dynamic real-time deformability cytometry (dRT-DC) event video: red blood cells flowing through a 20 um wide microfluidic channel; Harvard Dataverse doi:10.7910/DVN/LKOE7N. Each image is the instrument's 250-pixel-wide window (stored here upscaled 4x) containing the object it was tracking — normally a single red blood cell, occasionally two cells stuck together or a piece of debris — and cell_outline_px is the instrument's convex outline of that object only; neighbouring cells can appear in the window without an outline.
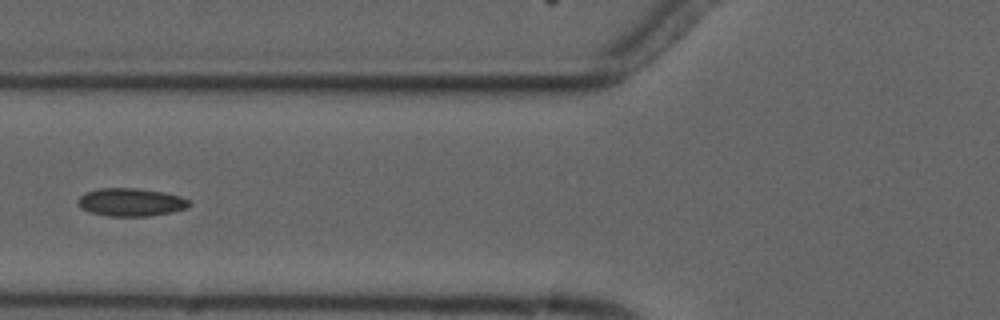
{"species": "common noctule bat (a hibernating species)", "species_latin": "Nyctalus noctula", "temperature_condition": "cold", "stored_images_in_passage": 8, "camera_frame_rate_fps": 3000, "um_per_image_px": 0.085, "animal": {"sex": "male", "forearm_length_mm": 52.5}, "frame": {"image": 1, "passage_image": 7, "time_ms": 7.0, "image_size_px": [1000, 320], "cell_outline_px": [[192, 204], [188, 208], [172, 212], [148, 216], [108, 216], [88, 212], [80, 208], [80, 196], [84, 192], [100, 188], [136, 188], [164, 192], [180, 196], [188, 200]], "centroid_in_image_um": [11.14, 17.19], "position_along_channel_um": 114.7, "area_um2": 18.21}}
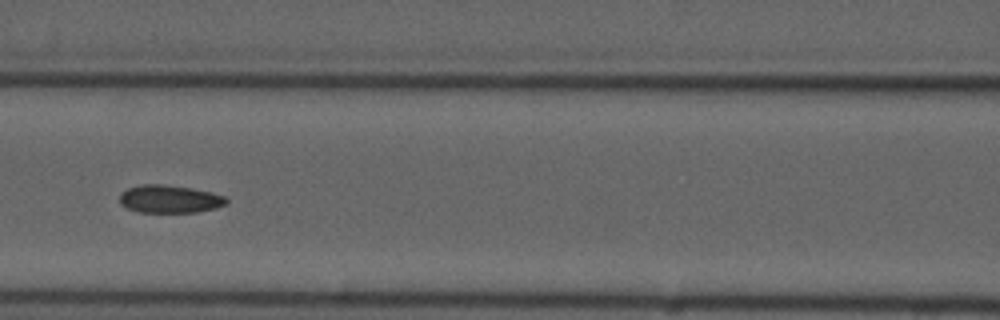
{"frame": {"image": 2, "passage_image": 8, "time_ms": 8.0, "image_size_px": [1000, 320], "cell_outline_px": [[228, 200], [224, 204], [216, 208], [196, 212], [136, 212], [120, 204], [120, 196], [128, 188], [144, 184], [160, 184], [192, 188], [212, 192], [224, 196]], "centroid_in_image_um": [14.42, 16.92], "position_along_channel_um": 152.2, "area_um2": 17.17}}